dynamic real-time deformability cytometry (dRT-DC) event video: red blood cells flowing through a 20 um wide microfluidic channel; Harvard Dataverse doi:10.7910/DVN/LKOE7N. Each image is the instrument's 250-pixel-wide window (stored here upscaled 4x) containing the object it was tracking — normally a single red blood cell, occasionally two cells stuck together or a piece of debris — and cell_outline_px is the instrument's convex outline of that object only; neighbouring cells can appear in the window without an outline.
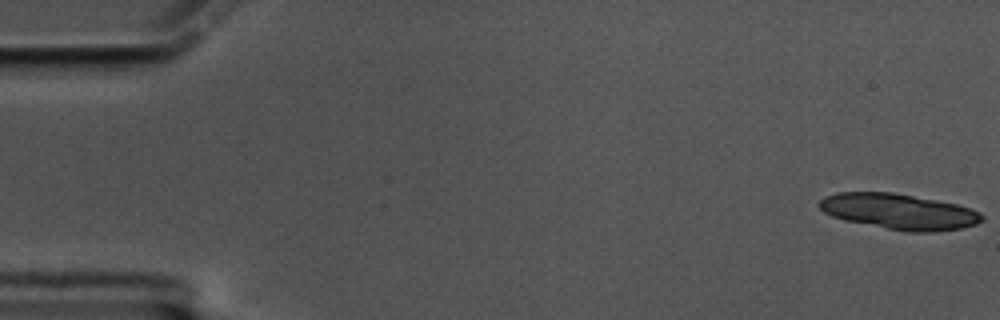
{"species": "common noctule bat (a hibernating species)", "species_latin": "Nyctalus noctula", "temperature_condition": "cold", "stored_images_in_passage": 16, "camera_frame_rate_fps": 3000, "um_per_image_px": 0.085, "animal": {"sex": "male", "body_mass_g": 17.5, "forearm_length_mm": 52.3}, "frame": {"image": 1, "passage_image": 1, "time_ms": 0.0, "image_size_px": [1000, 320], "cell_outline_px": [[984, 220], [976, 224], [960, 228], [936, 232], [908, 232], [844, 220], [832, 216], [824, 212], [816, 204], [824, 196], [836, 192], [892, 192], [936, 200], [956, 204], [972, 208], [980, 212], [984, 216]], "centroid_in_image_um": [76.41, 17.98], "position_along_channel_um": 8.6, "area_um2": 33.87}}